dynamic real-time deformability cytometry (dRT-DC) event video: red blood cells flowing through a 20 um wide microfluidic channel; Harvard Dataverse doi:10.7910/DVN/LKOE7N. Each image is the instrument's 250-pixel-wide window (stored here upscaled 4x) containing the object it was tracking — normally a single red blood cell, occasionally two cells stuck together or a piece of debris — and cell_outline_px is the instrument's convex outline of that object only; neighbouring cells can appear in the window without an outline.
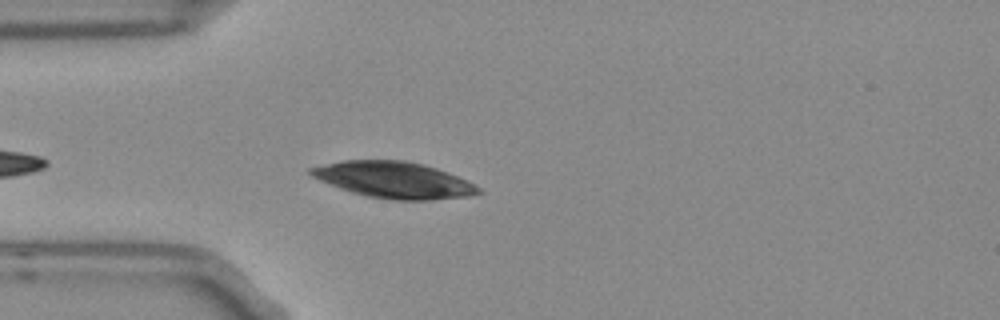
{"species": "Egyptian fruit bat (a non-hibernating species)", "species_latin": "Rousettus aegyptiacus", "temperature_condition": "room temperature", "stored_images_in_passage": 4, "camera_frame_rate_fps": 3000, "um_per_image_px": 0.085, "frame": {"image": 1, "passage_image": 4, "time_ms": 1.0, "image_size_px": [1000, 320], "cell_outline_px": [[484, 192], [472, 196], [432, 200], [392, 200], [368, 196], [352, 192], [340, 188], [320, 180], [312, 176], [308, 172], [308, 168], [344, 160], [404, 160], [424, 164], [436, 168], [456, 176], [480, 188]], "centroid_in_image_um": [33.49, 15.3], "position_along_channel_um": 51.5, "area_um2": 35.26}}